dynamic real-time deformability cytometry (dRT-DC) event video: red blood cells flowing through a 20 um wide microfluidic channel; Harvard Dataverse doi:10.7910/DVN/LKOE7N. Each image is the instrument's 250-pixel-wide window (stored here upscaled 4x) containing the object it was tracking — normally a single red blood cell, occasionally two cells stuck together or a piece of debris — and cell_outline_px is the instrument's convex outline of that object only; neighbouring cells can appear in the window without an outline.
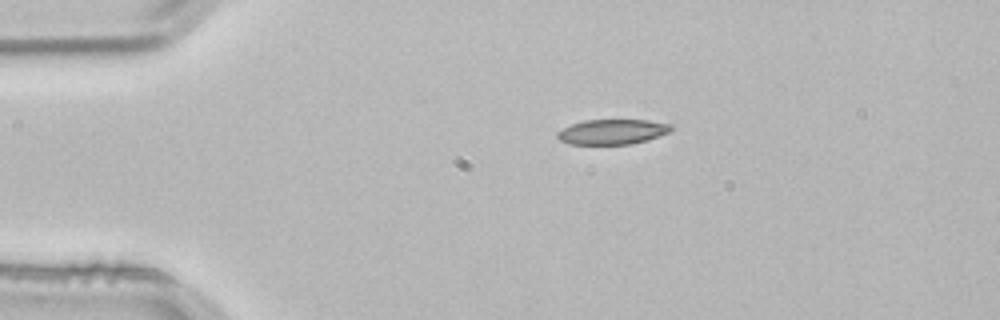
{"species": "common noctule bat (a hibernating species)", "species_latin": "Nyctalus noctula", "temperature_condition": "room temperature", "stored_images_in_passage": 3, "segment_of_instrument_passage": [1, 2], "camera_frame_rate_fps": 3000, "um_per_image_px": 0.085, "animal": {"sex": "male", "body_mass_g": 21.5, "forearm_length_mm": 52.0}, "frame": {"image": 1, "passage_image": 1, "time_ms": 0.0, "image_size_px": [1000, 320], "cell_outline_px": [[672, 132], [648, 140], [632, 144], [572, 144], [560, 140], [556, 136], [556, 132], [572, 124], [584, 120], [648, 120], [672, 124]], "centroid_in_image_um": [52.1, 11.2], "position_along_channel_um": 32.9, "area_um2": 16.7}}